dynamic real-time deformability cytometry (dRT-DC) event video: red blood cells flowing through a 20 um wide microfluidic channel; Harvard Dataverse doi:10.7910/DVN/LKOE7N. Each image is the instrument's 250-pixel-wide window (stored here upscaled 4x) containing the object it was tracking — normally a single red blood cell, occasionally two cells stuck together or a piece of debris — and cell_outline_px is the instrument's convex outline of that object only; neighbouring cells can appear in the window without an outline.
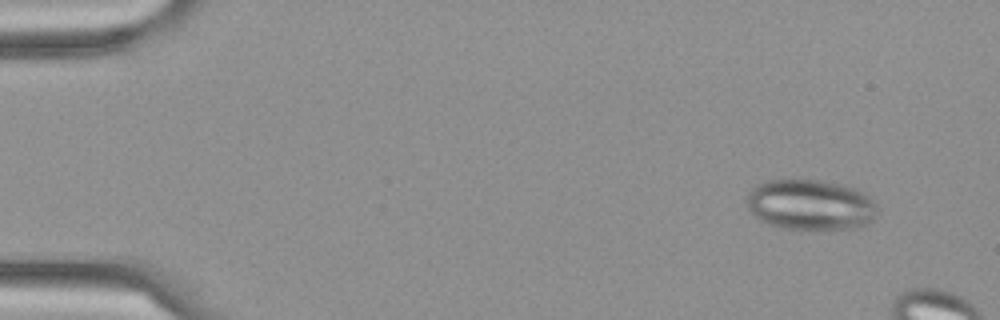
{"species": "Egyptian fruit bat (a non-hibernating species)", "species_latin": "Rousettus aegyptiacus", "temperature_condition": "cold", "stored_images_in_passage": 4, "camera_frame_rate_fps": 3000, "um_per_image_px": 0.085, "frame": {"image": 1, "passage_image": 1, "time_ms": 0.0, "image_size_px": [1000, 320], "cell_outline_px": [[880, 208], [872, 220], [868, 224], [860, 228], [780, 228], [768, 224], [756, 216], [748, 208], [744, 200], [748, 192], [756, 184], [768, 180], [820, 180], [840, 184], [856, 188], [864, 192]], "centroid_in_image_um": [68.89, 17.39], "position_along_channel_um": 16.1, "area_um2": 38.61}}